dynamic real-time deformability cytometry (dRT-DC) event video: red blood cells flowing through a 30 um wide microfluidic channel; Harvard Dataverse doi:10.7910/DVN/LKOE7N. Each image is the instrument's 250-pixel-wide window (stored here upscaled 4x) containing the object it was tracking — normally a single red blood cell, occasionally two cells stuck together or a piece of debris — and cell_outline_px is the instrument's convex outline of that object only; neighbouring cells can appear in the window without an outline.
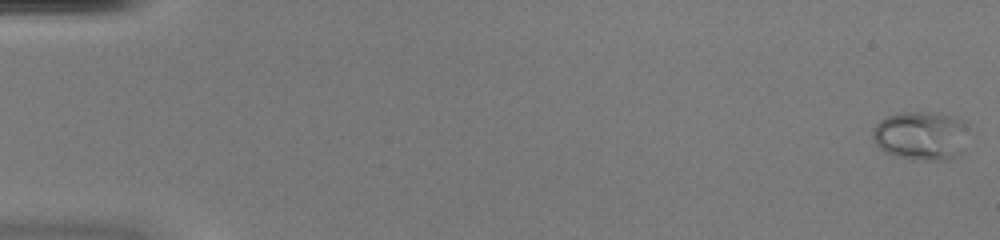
{"species": "common noctule bat (a hibernating species)", "species_latin": "Nyctalus noctula", "temperature_condition": "warm", "stored_images_in_passage": 52, "camera_frame_rate_fps": 3000, "um_per_image_px": 0.085, "animal": {"sex": "female", "body_mass_g": 20.0, "forearm_length_mm": 54.0}, "frame": {"image": 1, "passage_image": 1, "time_ms": 0.0, "image_size_px": [1000, 240], "cell_outline_px": [[964, 152], [948, 160], [932, 160], [896, 156], [884, 152], [876, 144], [872, 136], [872, 128], [880, 120], [888, 116], [900, 112], [936, 112], [956, 116], [964, 120]], "centroid_in_image_um": [78.27, 11.51], "position_along_channel_um": 6.7, "area_um2": 27.28}}
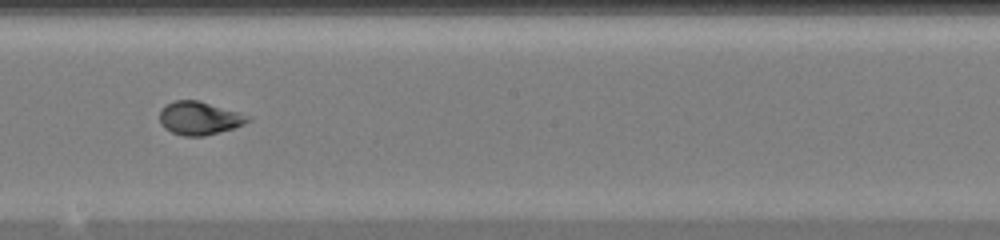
{"frame": {"image": 2, "passage_image": 30, "time_ms": 9.667, "image_size_px": [1000, 240], "cell_outline_px": [[252, 120], [244, 124], [232, 128], [204, 136], [184, 136], [172, 132], [164, 128], [160, 124], [160, 108], [176, 100], [196, 100], [252, 116]], "centroid_in_image_um": [16.94, 10.05], "position_along_channel_um": 231.3, "area_um2": 16.94}}
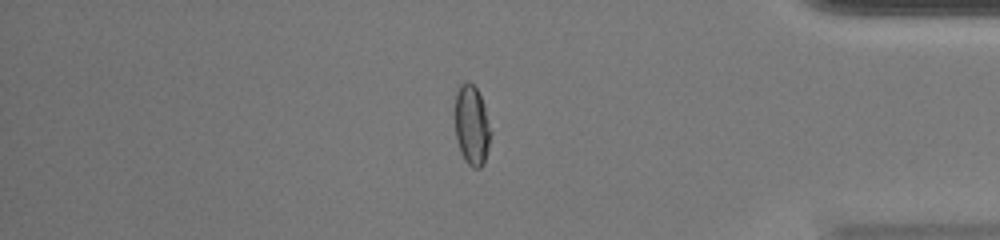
{"frame": {"image": 3, "passage_image": 44, "time_ms": 14.333, "image_size_px": [1000, 240], "cell_outline_px": [[492, 132], [484, 164], [480, 168], [472, 168], [464, 160], [460, 152], [456, 140], [456, 92], [460, 84], [468, 80], [476, 88], [484, 104]], "centroid_in_image_um": [40.12, 10.67], "position_along_channel_um": 395.1, "area_um2": 16.76}}